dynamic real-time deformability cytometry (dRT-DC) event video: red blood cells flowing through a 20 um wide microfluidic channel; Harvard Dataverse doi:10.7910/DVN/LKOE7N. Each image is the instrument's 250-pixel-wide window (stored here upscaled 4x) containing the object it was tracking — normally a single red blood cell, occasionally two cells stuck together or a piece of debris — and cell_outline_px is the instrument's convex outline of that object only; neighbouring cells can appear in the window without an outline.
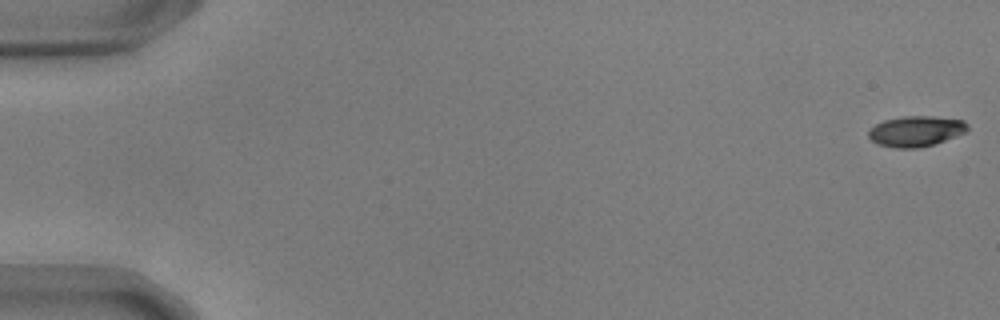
{"species": "common noctule bat (a hibernating species)", "species_latin": "Nyctalus noctula", "temperature_condition": "warm", "stored_images_in_passage": 56, "camera_frame_rate_fps": 3000, "um_per_image_px": 0.085, "animal": {"sex": "male", "body_mass_g": 17.9, "forearm_length_mm": 54.2}, "frame": {"image": 1, "passage_image": 1, "time_ms": 0.0, "image_size_px": [1000, 320], "cell_outline_px": [[968, 128], [964, 132], [956, 136], [932, 144], [916, 148], [896, 148], [876, 144], [868, 136], [868, 132], [876, 124], [884, 120], [904, 116], [932, 116], [964, 120], [968, 124]], "centroid_in_image_um": [77.84, 11.14], "position_along_channel_um": 7.2, "area_um2": 17.46}}
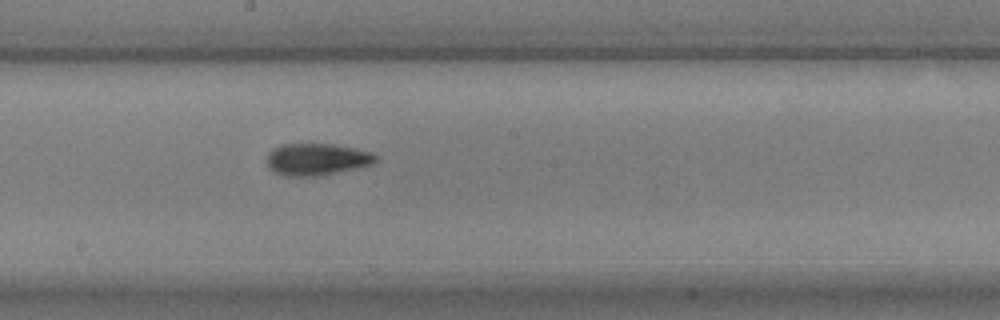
{"frame": {"image": 2, "passage_image": 31, "time_ms": 10.0, "image_size_px": [1000, 320], "cell_outline_px": [[380, 160], [372, 164], [336, 172], [316, 176], [284, 176], [272, 172], [268, 168], [268, 152], [272, 148], [280, 144], [332, 144], [356, 148], [372, 152]], "centroid_in_image_um": [26.9, 13.53], "position_along_channel_um": 221.3, "area_um2": 20.35}}
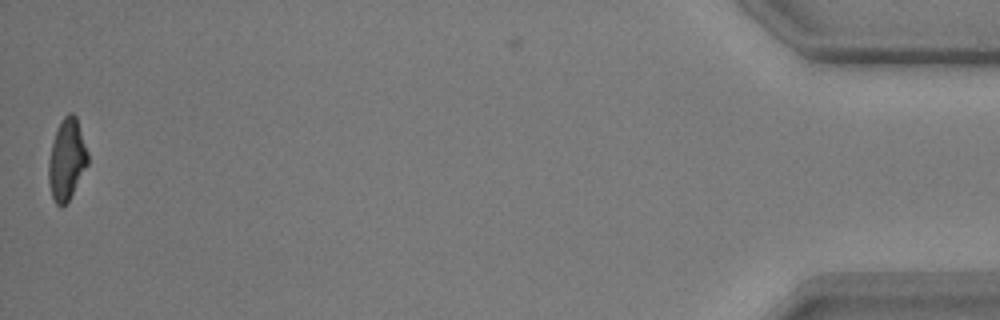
{"frame": {"image": 3, "passage_image": 55, "time_ms": 18.0, "image_size_px": [1000, 320], "cell_outline_px": [[88, 164], [68, 200], [60, 208], [56, 204], [52, 196], [48, 180], [48, 160], [52, 144], [56, 132], [64, 116], [68, 112], [72, 112], [76, 116], [88, 152]], "centroid_in_image_um": [5.67, 13.55], "position_along_channel_um": 429.5, "area_um2": 18.26}, "authors_computed_cell_mechanics": {"area_um2": 19.0162, "velocity_mm_per_s": 3.7057, "shape_relaxation_time_tau1_ms": 4.6098, "shape_relaxation_time_tau2_ms": 2.4408, "deformation_change_tau1": 0.1847, "deformation_change_tau2": 0.0956}}